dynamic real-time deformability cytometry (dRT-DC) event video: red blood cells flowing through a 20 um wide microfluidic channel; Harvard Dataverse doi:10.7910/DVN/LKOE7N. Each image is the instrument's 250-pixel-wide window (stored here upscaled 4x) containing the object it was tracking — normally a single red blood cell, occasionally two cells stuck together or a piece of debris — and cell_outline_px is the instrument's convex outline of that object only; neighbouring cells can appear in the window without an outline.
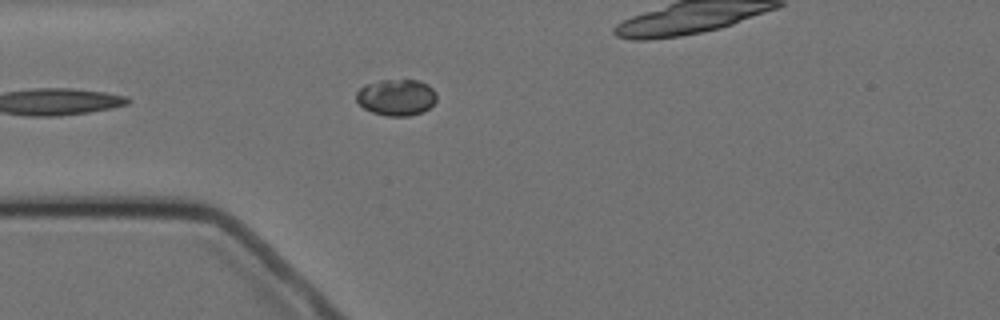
{"species": "Egyptian fruit bat (a non-hibernating species)", "species_latin": "Rousettus aegyptiacus", "temperature_condition": "cold", "stored_images_in_passage": 6, "segment_of_instrument_passage": [1, 2], "camera_frame_rate_fps": 3000, "um_per_image_px": 0.085, "animal": {"sex": "female"}, "frame": {"image": 1, "passage_image": 5, "time_ms": 4.667, "image_size_px": [1000, 320], "cell_outline_px": [[436, 100], [424, 112], [408, 116], [388, 116], [372, 112], [364, 108], [356, 100], [356, 92], [364, 84], [380, 80], [420, 80], [428, 84], [436, 92]], "centroid_in_image_um": [33.69, 8.26], "position_along_channel_um": 51.3, "area_um2": 17.17}}